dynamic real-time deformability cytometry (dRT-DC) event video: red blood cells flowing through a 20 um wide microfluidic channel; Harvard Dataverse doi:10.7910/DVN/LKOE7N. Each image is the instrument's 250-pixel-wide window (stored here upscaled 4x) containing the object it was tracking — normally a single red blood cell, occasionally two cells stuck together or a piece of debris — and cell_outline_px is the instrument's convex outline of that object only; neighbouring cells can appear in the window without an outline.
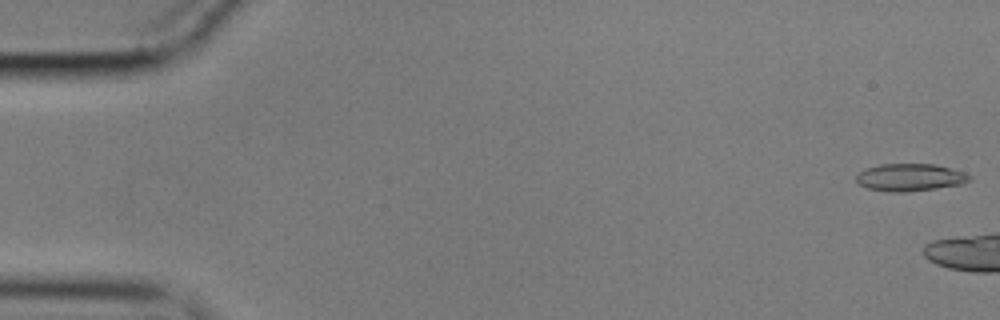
{"species": "common noctule bat (a hibernating species)", "species_latin": "Nyctalus noctula", "temperature_condition": "cold", "stored_images_in_passage": 9, "camera_frame_rate_fps": 3000, "um_per_image_px": 0.085, "animal": {"sex": "male", "body_mass_g": 17.9}, "frame": {"image": 1, "passage_image": 1, "time_ms": 0.0, "image_size_px": [1000, 320], "cell_outline_px": [[972, 180], [964, 184], [936, 188], [904, 192], [888, 192], [868, 188], [860, 184], [856, 180], [856, 172], [864, 168], [880, 164], [932, 164], [964, 172], [972, 176]], "centroid_in_image_um": [77.34, 15.07], "position_along_channel_um": 7.7, "area_um2": 18.21}}